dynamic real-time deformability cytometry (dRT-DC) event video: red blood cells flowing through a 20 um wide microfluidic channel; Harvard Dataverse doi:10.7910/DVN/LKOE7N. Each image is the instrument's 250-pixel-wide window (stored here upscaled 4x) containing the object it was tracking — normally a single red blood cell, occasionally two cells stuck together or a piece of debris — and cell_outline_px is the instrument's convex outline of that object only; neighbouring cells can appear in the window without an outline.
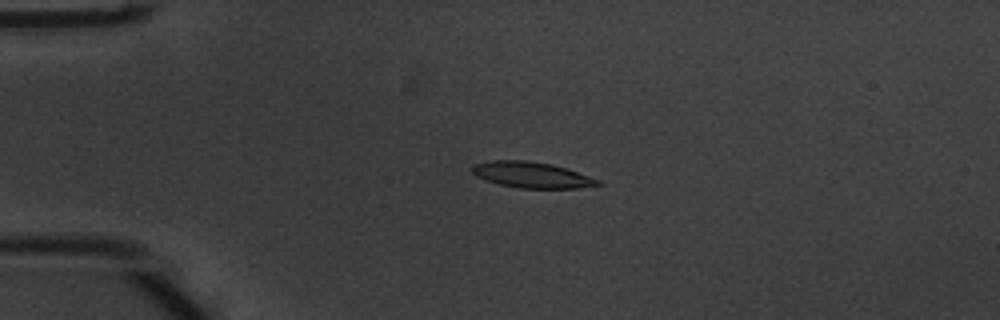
{"species": "common noctule bat (a hibernating species)", "species_latin": "Nyctalus noctula", "temperature_condition": "warm", "stored_images_in_passage": 54, "camera_frame_rate_fps": 3000, "um_per_image_px": 0.085, "animal": {"sex": "male", "body_mass_g": 20.1, "forearm_length_mm": 53.5}, "frame": {"image": 1, "passage_image": 13, "time_ms": 4.0, "image_size_px": [1000, 320], "cell_outline_px": [[604, 184], [576, 188], [520, 188], [500, 184], [484, 180], [476, 176], [468, 168], [472, 164], [492, 160], [524, 160], [552, 164], [600, 180]], "centroid_in_image_um": [45.12, 14.86], "position_along_channel_um": 39.9, "area_um2": 18.96}}
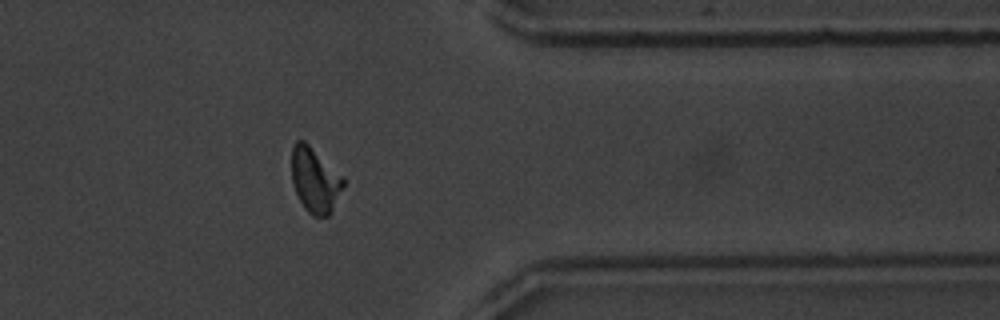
{"frame": {"image": 2, "passage_image": 44, "time_ms": 14.333, "image_size_px": [1000, 320], "cell_outline_px": [[344, 184], [332, 212], [328, 216], [312, 216], [304, 208], [292, 184], [292, 148], [296, 140], [304, 140], [344, 176]], "centroid_in_image_um": [26.78, 15.3], "position_along_channel_um": 384.6, "area_um2": 19.65}}
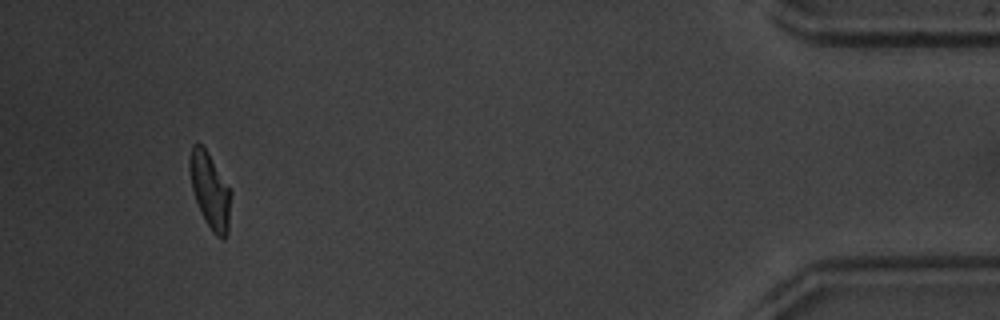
{"frame": {"image": 3, "passage_image": 51, "time_ms": 16.667, "image_size_px": [1000, 320], "cell_outline_px": [[232, 192], [228, 236], [224, 240], [216, 236], [212, 232], [204, 220], [200, 212], [192, 188], [188, 168], [188, 160], [192, 144], [200, 144], [208, 152]], "centroid_in_image_um": [17.86, 16.24], "position_along_channel_um": 417.3, "area_um2": 18.5}, "authors_computed_cell_mechanics": {"area_um2": 18.7561, "velocity_mm_per_s": 3.7583, "shape_relaxation_time_tau1_ms": 3.1505, "shape_relaxation_time_tau2_ms": 2.1496, "deformation_change_tau1": 0.1749, "deformation_change_tau2": 0.0878}}